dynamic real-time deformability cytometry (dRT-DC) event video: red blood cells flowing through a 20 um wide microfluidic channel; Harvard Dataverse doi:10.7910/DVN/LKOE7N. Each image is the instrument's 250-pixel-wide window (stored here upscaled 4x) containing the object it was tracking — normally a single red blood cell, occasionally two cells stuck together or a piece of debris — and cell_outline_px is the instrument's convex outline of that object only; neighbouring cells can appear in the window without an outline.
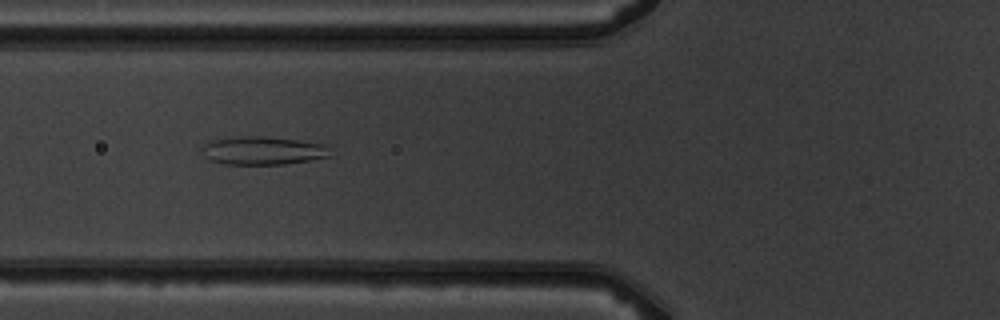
{"species": "common noctule bat (a hibernating species)", "species_latin": "Nyctalus noctula", "temperature_condition": "warm", "stored_images_in_passage": 9, "camera_frame_rate_fps": 3000, "um_per_image_px": 0.085, "animal": {"sex": "male", "body_mass_g": 19.5, "forearm_length_mm": 54.6}, "frame": {"image": 1, "passage_image": 6, "time_ms": 6.667, "image_size_px": [1000, 320], "cell_outline_px": [[332, 156], [312, 160], [284, 164], [224, 164], [212, 160], [204, 156], [204, 144], [208, 140], [244, 136], [260, 136], [296, 140], [324, 144], [328, 148]], "centroid_in_image_um": [22.36, 12.8], "position_along_channel_um": 103.4, "area_um2": 20.92}}
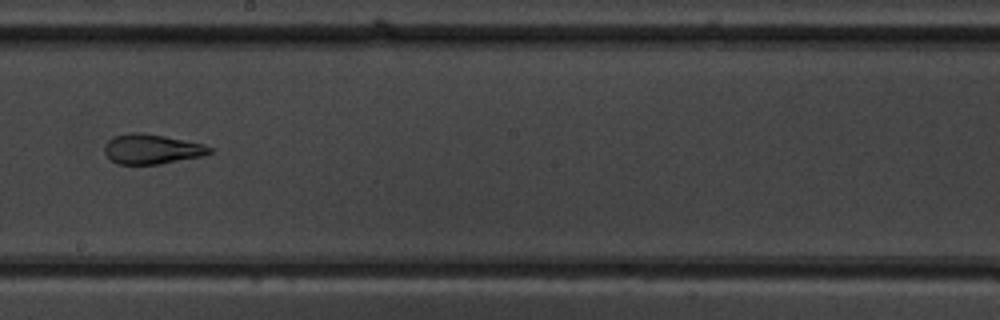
{"frame": {"image": 2, "passage_image": 9, "time_ms": 10.0, "image_size_px": [1000, 320], "cell_outline_px": [[216, 152], [204, 156], [160, 164], [116, 164], [104, 152], [104, 144], [112, 136], [132, 132], [144, 132], [204, 144], [216, 148]], "centroid_in_image_um": [12.96, 12.67], "position_along_channel_um": 235.2, "area_um2": 18.67}}